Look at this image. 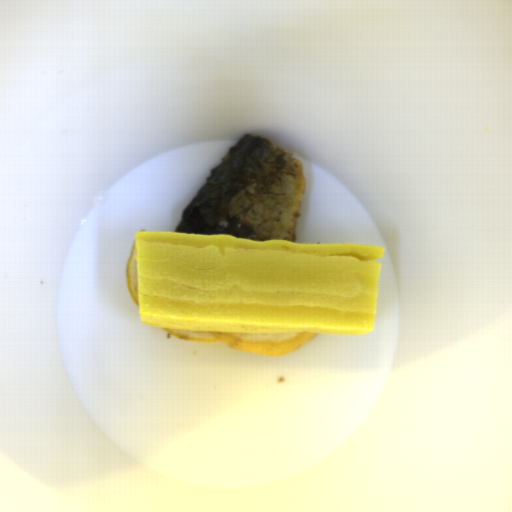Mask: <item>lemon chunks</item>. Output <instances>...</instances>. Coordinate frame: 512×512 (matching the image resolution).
Returning <instances> with one entry per match:
<instances>
[{
    "label": "lemon chunks",
    "mask_w": 512,
    "mask_h": 512,
    "mask_svg": "<svg viewBox=\"0 0 512 512\" xmlns=\"http://www.w3.org/2000/svg\"><path fill=\"white\" fill-rule=\"evenodd\" d=\"M163 332L193 343L223 342L240 350L270 356L291 353L315 339L317 334L209 331L162 327Z\"/></svg>",
    "instance_id": "obj_1"
},
{
    "label": "lemon chunks",
    "mask_w": 512,
    "mask_h": 512,
    "mask_svg": "<svg viewBox=\"0 0 512 512\" xmlns=\"http://www.w3.org/2000/svg\"><path fill=\"white\" fill-rule=\"evenodd\" d=\"M126 283L134 304L139 307L136 243H134L127 260Z\"/></svg>",
    "instance_id": "obj_2"
}]
</instances>
